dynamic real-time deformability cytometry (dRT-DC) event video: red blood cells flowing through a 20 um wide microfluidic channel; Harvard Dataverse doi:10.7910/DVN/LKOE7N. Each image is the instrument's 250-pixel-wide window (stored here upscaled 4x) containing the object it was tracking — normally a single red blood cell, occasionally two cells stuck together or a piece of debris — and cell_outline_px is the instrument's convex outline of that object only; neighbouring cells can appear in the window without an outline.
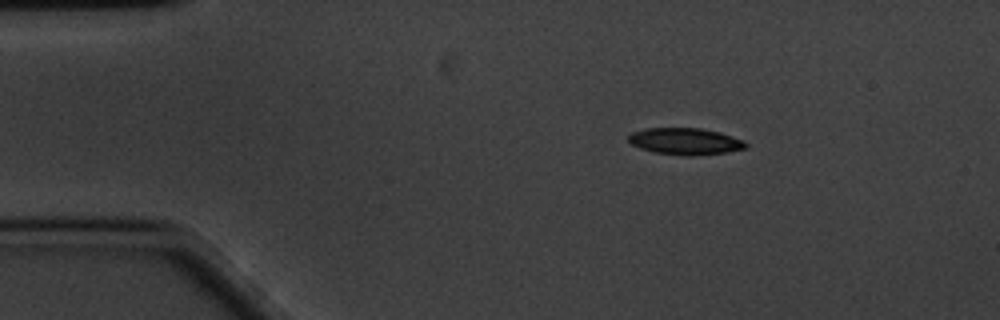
{"species": "common noctule bat (a hibernating species)", "species_latin": "Nyctalus noctula", "temperature_condition": "cold", "stored_images_in_passage": 13, "camera_frame_rate_fps": 3000, "um_per_image_px": 0.085, "animal": {"sex": "male", "body_mass_g": 20.1, "forearm_length_mm": 53.5}, "frame": {"image": 1, "passage_image": 13, "time_ms": 4.0, "image_size_px": [1000, 320], "cell_outline_px": [[748, 148], [728, 152], [688, 156], [656, 152], [640, 148], [632, 144], [628, 140], [628, 136], [632, 132], [648, 128], [700, 128], [720, 132], [744, 140], [748, 144]], "centroid_in_image_um": [58.29, 12.01], "position_along_channel_um": 26.7, "area_um2": 18.21}}